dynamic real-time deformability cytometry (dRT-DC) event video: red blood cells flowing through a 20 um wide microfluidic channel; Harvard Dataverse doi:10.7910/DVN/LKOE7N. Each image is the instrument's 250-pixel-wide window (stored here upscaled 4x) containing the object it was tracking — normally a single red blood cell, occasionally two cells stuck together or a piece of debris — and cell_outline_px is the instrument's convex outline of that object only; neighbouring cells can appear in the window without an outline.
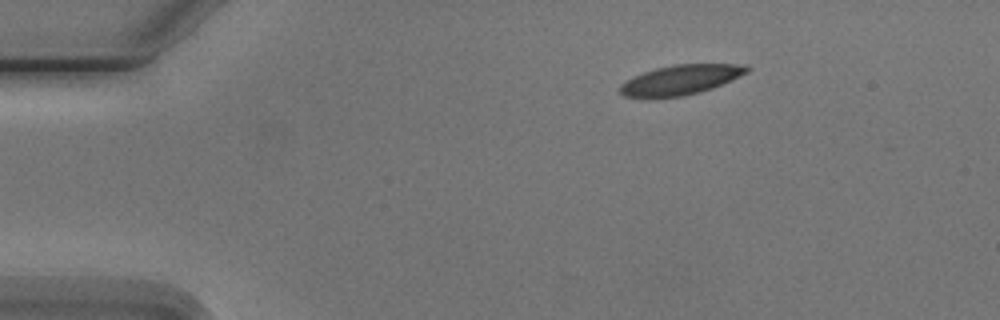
{"species": "Egyptian fruit bat (a non-hibernating species)", "species_latin": "Rousettus aegyptiacus", "temperature_condition": "cold", "stored_images_in_passage": 3, "camera_frame_rate_fps": 3000, "um_per_image_px": 0.085, "animal": {"sex": "male"}, "frame": {"image": 1, "passage_image": 1, "time_ms": 0.0, "image_size_px": [1000, 320], "cell_outline_px": [[752, 68], [748, 72], [732, 80], [712, 88], [700, 92], [684, 96], [648, 100], [624, 96], [620, 92], [620, 84], [632, 76], [656, 68], [676, 64], [744, 64]], "centroid_in_image_um": [57.81, 6.82], "position_along_channel_um": 27.2, "area_um2": 22.6}}